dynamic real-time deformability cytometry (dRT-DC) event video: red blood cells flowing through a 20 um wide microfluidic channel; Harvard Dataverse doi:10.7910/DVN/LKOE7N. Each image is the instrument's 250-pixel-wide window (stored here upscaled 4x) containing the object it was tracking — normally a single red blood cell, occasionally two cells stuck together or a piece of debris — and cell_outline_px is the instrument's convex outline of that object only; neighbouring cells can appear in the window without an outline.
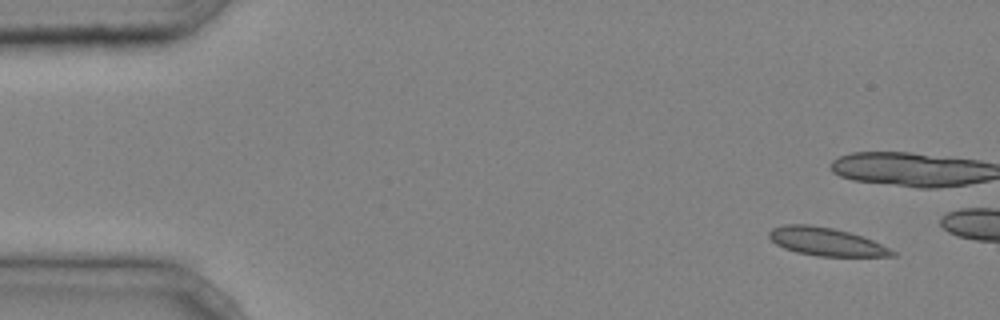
{"species": "common noctule bat (a hibernating species)", "species_latin": "Nyctalus noctula", "temperature_condition": "cold", "stored_images_in_passage": 5, "camera_frame_rate_fps": 3000, "um_per_image_px": 0.085, "animal": {"sex": "male", "body_mass_g": 20.4}, "frame": {"image": 1, "passage_image": 1, "time_ms": 0.0, "image_size_px": [1000, 320], "cell_outline_px": [[896, 256], [820, 256], [796, 252], [784, 248], [776, 244], [768, 236], [768, 232], [772, 228], [784, 224], [808, 224], [832, 228], [848, 232], [872, 240], [896, 252]], "centroid_in_image_um": [70.17, 20.54], "position_along_channel_um": 14.8, "area_um2": 19.94}}